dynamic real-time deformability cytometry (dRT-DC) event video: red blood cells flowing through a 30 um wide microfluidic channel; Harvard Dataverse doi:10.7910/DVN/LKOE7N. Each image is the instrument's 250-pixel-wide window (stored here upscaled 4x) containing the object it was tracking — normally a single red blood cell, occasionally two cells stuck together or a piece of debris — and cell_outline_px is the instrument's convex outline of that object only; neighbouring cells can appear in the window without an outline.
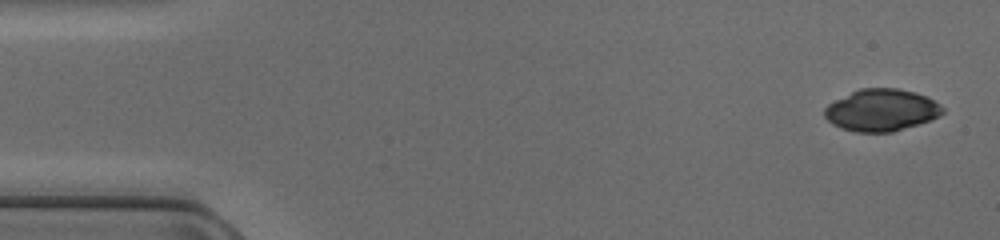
{"species": "common noctule bat (a hibernating species)", "species_latin": "Nyctalus noctula", "temperature_condition": "cold", "stored_images_in_passage": 48, "segment_of_instrument_passage": [1, 2], "camera_frame_rate_fps": 3000, "um_per_image_px": 0.085, "animal": {"sex": "female", "body_mass_g": 17.0, "forearm_length_mm": 48.0}, "frame": {"image": 1, "passage_image": 1, "time_ms": 0.0, "image_size_px": [1000, 240], "cell_outline_px": [[944, 112], [940, 116], [892, 132], [856, 132], [840, 128], [832, 124], [824, 116], [824, 108], [828, 104], [860, 88], [896, 88], [916, 92], [928, 96], [940, 104], [944, 108]], "centroid_in_image_um": [74.93, 9.35], "position_along_channel_um": 10.1, "area_um2": 28.84}}